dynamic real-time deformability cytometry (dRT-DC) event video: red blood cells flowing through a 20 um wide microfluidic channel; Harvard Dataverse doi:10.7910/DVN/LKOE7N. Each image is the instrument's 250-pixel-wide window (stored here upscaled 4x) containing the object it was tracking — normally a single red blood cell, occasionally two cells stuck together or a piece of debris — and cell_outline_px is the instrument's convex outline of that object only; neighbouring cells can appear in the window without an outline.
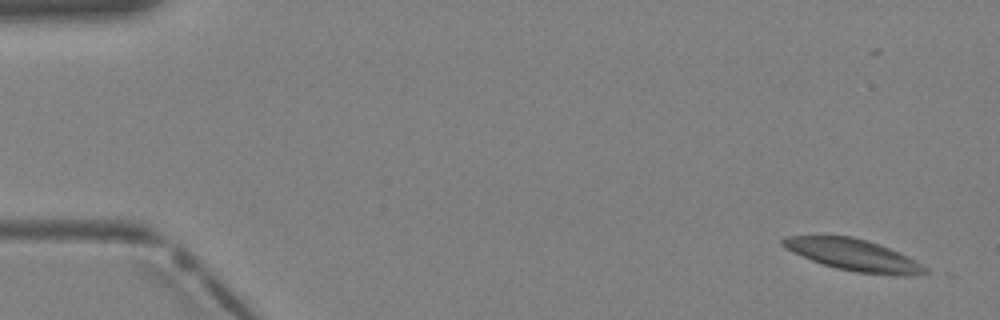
{"species": "Egyptian fruit bat (a non-hibernating species)", "species_latin": "Rousettus aegyptiacus", "temperature_condition": "warm", "stored_images_in_passage": 3, "camera_frame_rate_fps": 3000, "um_per_image_px": 0.085, "animal": {"sex": "female"}, "frame": {"image": 1, "passage_image": 3, "time_ms": 0.667, "image_size_px": [1000, 320], "cell_outline_px": [[928, 272], [896, 276], [856, 272], [836, 268], [812, 260], [784, 248], [780, 244], [780, 240], [784, 236], [852, 236], [868, 240], [880, 244], [908, 256], [916, 260], [928, 268]], "centroid_in_image_um": [72.54, 21.66], "position_along_channel_um": 12.5, "area_um2": 26.13}}